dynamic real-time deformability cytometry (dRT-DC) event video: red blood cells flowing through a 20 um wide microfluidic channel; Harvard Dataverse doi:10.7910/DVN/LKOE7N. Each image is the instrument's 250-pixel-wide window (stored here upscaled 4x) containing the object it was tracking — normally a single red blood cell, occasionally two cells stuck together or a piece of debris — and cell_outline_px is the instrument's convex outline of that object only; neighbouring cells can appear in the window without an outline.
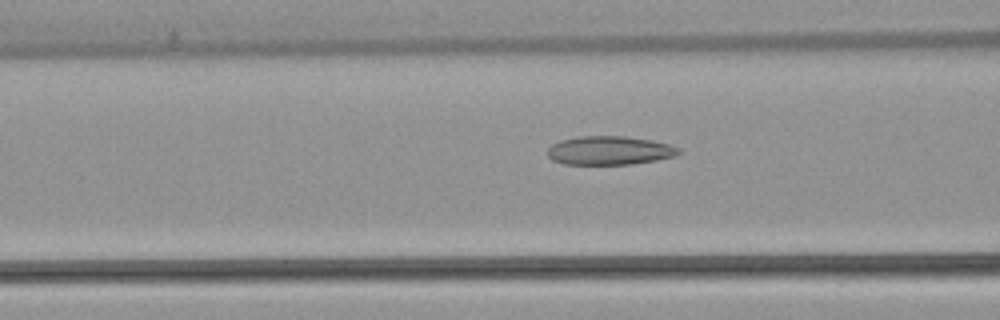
{"species": "common noctule bat (a hibernating species)", "species_latin": "Nyctalus noctula", "temperature_condition": "warm", "stored_images_in_passage": 51, "camera_frame_rate_fps": 3000, "um_per_image_px": 0.085, "animal": {"sex": "female", "body_mass_g": 22.7, "forearm_length_mm": 54.2}, "frame": {"image": 1, "passage_image": 19, "time_ms": 6.0, "image_size_px": [1000, 320], "cell_outline_px": [[680, 152], [676, 156], [656, 160], [632, 164], [564, 164], [552, 160], [548, 156], [548, 148], [552, 144], [560, 140], [580, 136], [624, 136], [652, 140], [668, 144], [680, 148]], "centroid_in_image_um": [51.81, 12.79], "position_along_channel_um": 114.8, "area_um2": 21.96}}
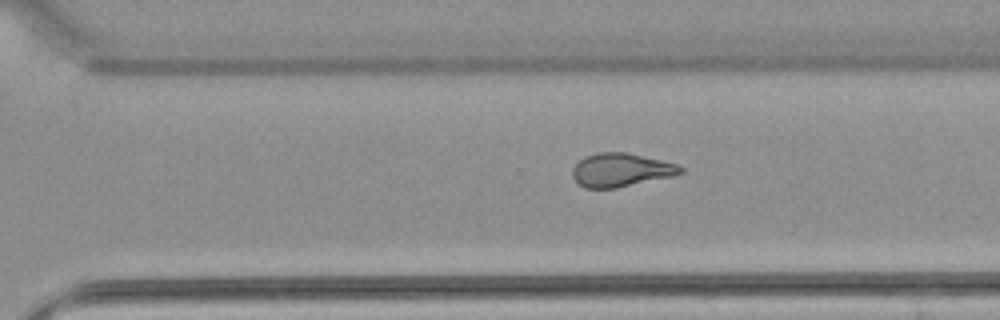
{"frame": {"image": 2, "passage_image": 35, "time_ms": 11.333, "image_size_px": [1000, 320], "cell_outline_px": [[684, 172], [672, 176], [616, 188], [584, 188], [572, 176], [572, 168], [584, 156], [600, 152], [624, 152], [660, 160], [676, 164], [684, 168]], "centroid_in_image_um": [52.76, 14.45], "position_along_channel_um": 317.8, "area_um2": 20.87}}
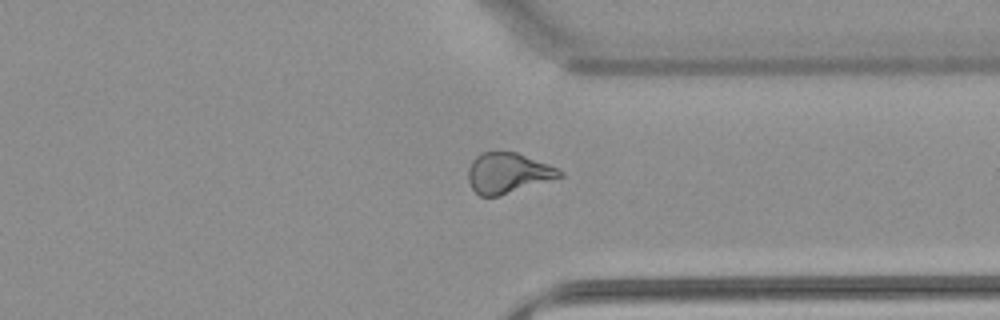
{"frame": {"image": 3, "passage_image": 39, "time_ms": 12.667, "image_size_px": [1000, 320], "cell_outline_px": [[564, 176], [500, 196], [480, 196], [472, 188], [468, 180], [468, 168], [472, 160], [480, 152], [516, 152], [548, 164], [564, 172]], "centroid_in_image_um": [43.16, 14.71], "position_along_channel_um": 368.2, "area_um2": 21.5}, "authors_computed_cell_mechanics": {"area_um2": 22.4842, "velocity_mm_per_s": 3.8133, "shape_relaxation_time_tau1_ms": null, "shape_relaxation_time_tau2_ms": 2.1383, "deformation_change_tau1": null, "deformation_change_tau2": 0.1096}}